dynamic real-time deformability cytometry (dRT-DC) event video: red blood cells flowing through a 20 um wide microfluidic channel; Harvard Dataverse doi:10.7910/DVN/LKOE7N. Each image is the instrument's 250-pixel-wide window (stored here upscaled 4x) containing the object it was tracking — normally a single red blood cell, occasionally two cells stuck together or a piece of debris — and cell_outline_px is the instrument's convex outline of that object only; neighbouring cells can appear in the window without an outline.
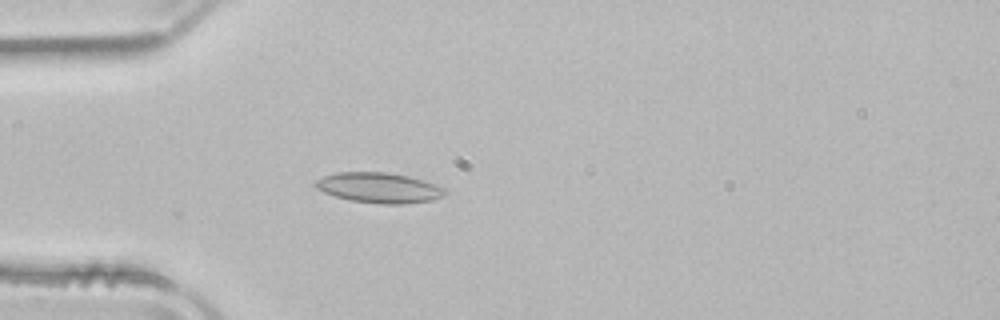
{"species": "common noctule bat (a hibernating species)", "species_latin": "Nyctalus noctula", "temperature_condition": "room temperature", "stored_images_in_passage": 4, "camera_frame_rate_fps": 3000, "um_per_image_px": 0.085, "animal": {"sex": "male", "body_mass_g": 21.5, "forearm_length_mm": 52.0}, "frame": {"image": 1, "passage_image": 4, "time_ms": 1.0, "image_size_px": [1000, 320], "cell_outline_px": [[444, 196], [432, 200], [404, 204], [384, 204], [348, 200], [324, 192], [316, 188], [312, 184], [316, 180], [324, 176], [336, 172], [384, 172], [408, 176], [436, 184], [444, 188]], "centroid_in_image_um": [32.19, 15.96], "position_along_channel_um": 52.8, "area_um2": 22.77}}